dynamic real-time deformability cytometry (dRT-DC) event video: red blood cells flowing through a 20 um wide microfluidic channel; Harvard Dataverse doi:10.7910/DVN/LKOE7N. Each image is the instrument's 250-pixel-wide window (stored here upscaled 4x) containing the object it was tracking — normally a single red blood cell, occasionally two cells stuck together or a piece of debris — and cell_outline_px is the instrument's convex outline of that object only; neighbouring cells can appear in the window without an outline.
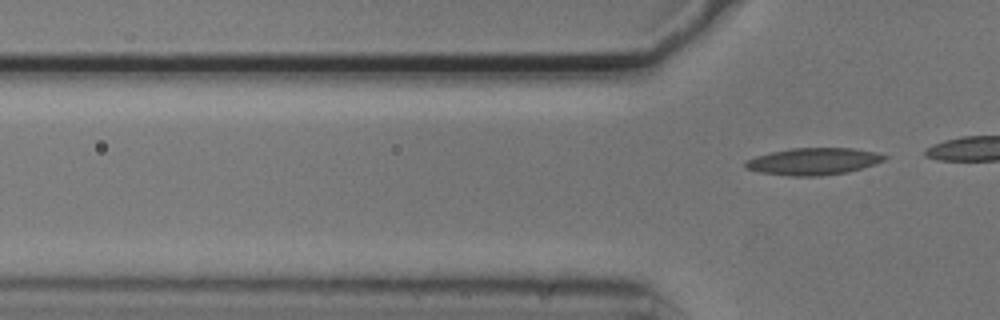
{"species": "common noctule bat (a hibernating species)", "species_latin": "Nyctalus noctula", "temperature_condition": "cold", "stored_images_in_passage": 2, "camera_frame_rate_fps": 3000, "um_per_image_px": 0.085, "animal": {"sex": "male", "body_mass_g": 20.5, "forearm_length_mm": 52.5}, "frame": {"image": 1, "passage_image": 2, "time_ms": 0.333, "image_size_px": [1000, 320], "cell_outline_px": [[888, 156], [884, 160], [848, 172], [820, 176], [788, 176], [760, 172], [744, 168], [744, 160], [756, 156], [772, 152], [792, 148], [852, 148], [876, 152]], "centroid_in_image_um": [69.09, 13.72], "position_along_channel_um": 56.7, "area_um2": 21.79}}